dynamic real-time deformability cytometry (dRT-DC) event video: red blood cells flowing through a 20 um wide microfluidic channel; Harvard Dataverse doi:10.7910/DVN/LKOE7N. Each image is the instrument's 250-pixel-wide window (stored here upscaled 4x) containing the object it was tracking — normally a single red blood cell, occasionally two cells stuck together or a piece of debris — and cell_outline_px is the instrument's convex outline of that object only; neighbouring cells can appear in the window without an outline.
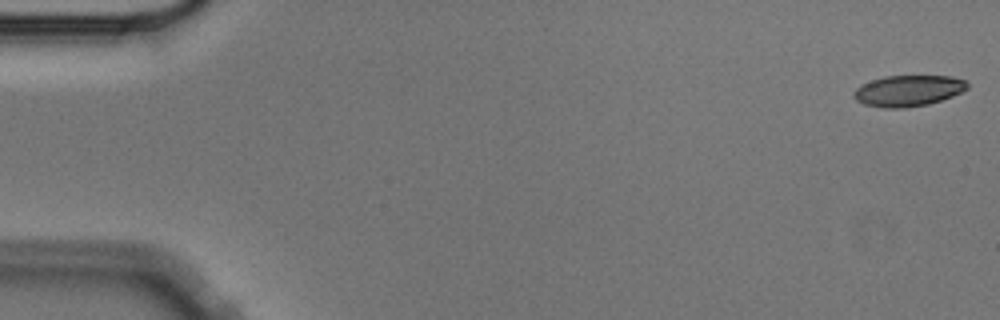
{"species": "Egyptian fruit bat (a non-hibernating species)", "species_latin": "Rousettus aegyptiacus", "temperature_condition": "cold", "stored_images_in_passage": 56, "camera_frame_rate_fps": 3000, "um_per_image_px": 0.085, "animal": {"sex": "male"}, "frame": {"image": 1, "passage_image": 1, "time_ms": 0.0, "image_size_px": [1000, 320], "cell_outline_px": [[968, 88], [952, 96], [928, 104], [904, 108], [884, 108], [864, 104], [856, 100], [852, 96], [852, 92], [860, 84], [884, 76], [952, 76], [964, 80], [968, 84]], "centroid_in_image_um": [77.15, 7.71], "position_along_channel_um": 7.8, "area_um2": 20.58}}
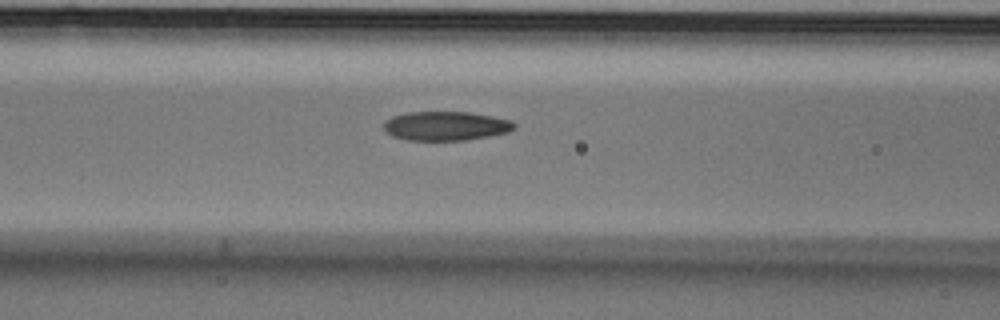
{"frame": {"image": 2, "passage_image": 23, "time_ms": 7.333, "image_size_px": [1000, 320], "cell_outline_px": [[516, 128], [508, 132], [488, 136], [464, 140], [408, 140], [392, 136], [384, 128], [384, 120], [392, 116], [408, 112], [468, 112], [492, 116], [512, 120], [516, 124]], "centroid_in_image_um": [37.9, 10.7], "position_along_channel_um": 128.7, "area_um2": 22.14}}
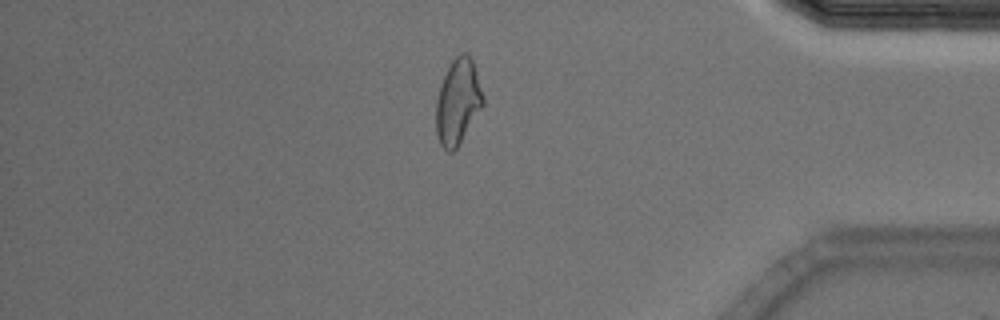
{"frame": {"image": 3, "passage_image": 48, "time_ms": 15.667, "image_size_px": [1000, 320], "cell_outline_px": [[484, 104], [456, 148], [452, 152], [448, 152], [440, 144], [436, 132], [436, 100], [440, 84], [452, 60], [460, 52], [468, 52], [472, 60], [484, 96]], "centroid_in_image_um": [38.91, 8.62], "position_along_channel_um": 396.3, "area_um2": 23.24}, "authors_computed_cell_mechanics": {"area_um2": 22.5709, "velocity_mm_per_s": 3.5483, "shape_relaxation_time_tau1_ms": 7.7122, "shape_relaxation_time_tau2_ms": 2.2111, "deformation_change_tau1": 0.1803, "deformation_change_tau2": 0.0865}}